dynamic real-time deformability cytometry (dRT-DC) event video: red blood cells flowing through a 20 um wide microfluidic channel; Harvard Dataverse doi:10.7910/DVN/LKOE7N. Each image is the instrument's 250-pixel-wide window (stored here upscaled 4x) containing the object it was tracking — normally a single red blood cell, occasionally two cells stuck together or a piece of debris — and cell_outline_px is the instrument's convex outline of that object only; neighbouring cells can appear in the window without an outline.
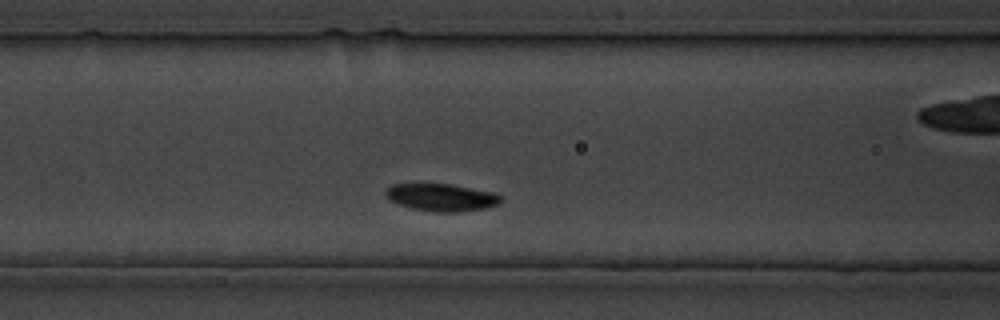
{"species": "common noctule bat (a hibernating species)", "species_latin": "Nyctalus noctula", "temperature_condition": "cold", "stored_images_in_passage": 20, "camera_frame_rate_fps": 3000, "um_per_image_px": 0.085, "animal": {"sex": "male", "body_mass_g": 19.5, "forearm_length_mm": 54.6}, "frame": {"image": 1, "passage_image": 9, "time_ms": 9.333, "image_size_px": [1000, 320], "cell_outline_px": [[500, 204], [484, 208], [456, 212], [432, 212], [412, 208], [388, 200], [384, 196], [384, 192], [392, 184], [448, 184], [496, 192], [500, 196]], "centroid_in_image_um": [37.5, 16.78], "position_along_channel_um": 129.1, "area_um2": 18.38}}